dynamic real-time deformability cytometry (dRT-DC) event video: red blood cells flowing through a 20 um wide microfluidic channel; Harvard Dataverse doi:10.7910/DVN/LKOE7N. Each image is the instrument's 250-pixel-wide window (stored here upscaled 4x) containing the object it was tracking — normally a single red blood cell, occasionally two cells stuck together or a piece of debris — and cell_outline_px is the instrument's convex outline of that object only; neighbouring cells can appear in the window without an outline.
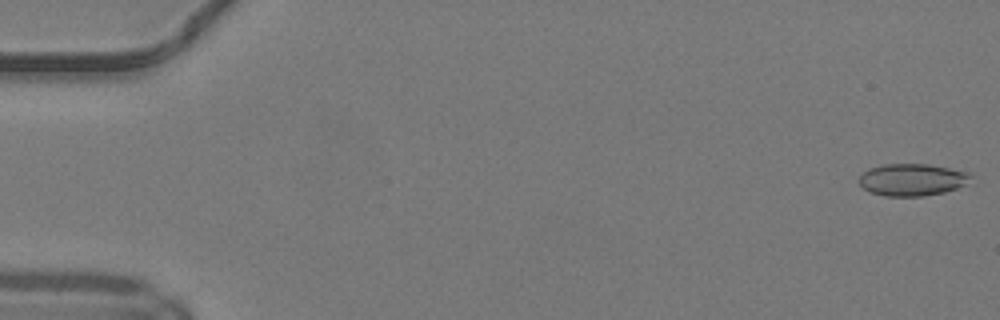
{"species": "common noctule bat (a hibernating species)", "species_latin": "Nyctalus noctula", "temperature_condition": "warm", "stored_images_in_passage": 50, "camera_frame_rate_fps": 3000, "um_per_image_px": 0.085, "animal": {"sex": "male", "body_mass_g": 19.2, "forearm_length_mm": 51.8}, "frame": {"image": 1, "passage_image": 1, "time_ms": 0.0, "image_size_px": [1000, 320], "cell_outline_px": [[972, 176], [964, 184], [956, 188], [944, 192], [924, 196], [884, 196], [872, 192], [864, 188], [860, 184], [860, 176], [868, 168], [884, 164], [928, 164], [968, 172]], "centroid_in_image_um": [77.51, 15.27], "position_along_channel_um": 7.5, "area_um2": 20.63}}
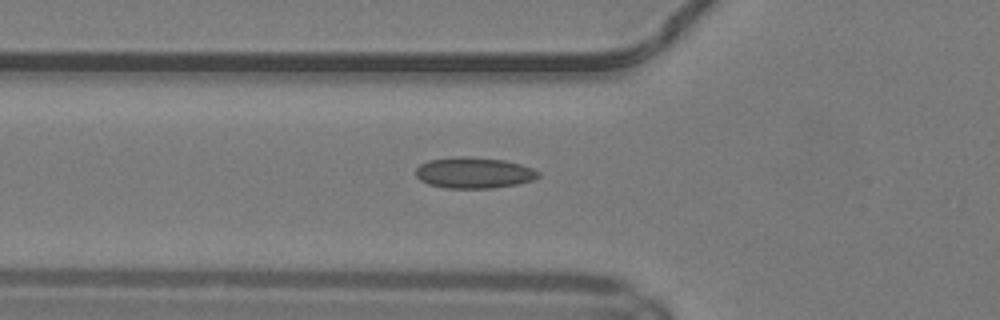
{"frame": {"image": 2, "passage_image": 18, "time_ms": 5.667, "image_size_px": [1000, 320], "cell_outline_px": [[540, 176], [532, 180], [516, 184], [492, 188], [444, 188], [428, 184], [420, 180], [416, 176], [416, 168], [420, 164], [428, 160], [456, 156], [472, 156], [504, 160], [520, 164], [532, 168], [540, 172]], "centroid_in_image_um": [40.26, 14.68], "position_along_channel_um": 85.5, "area_um2": 22.31}}
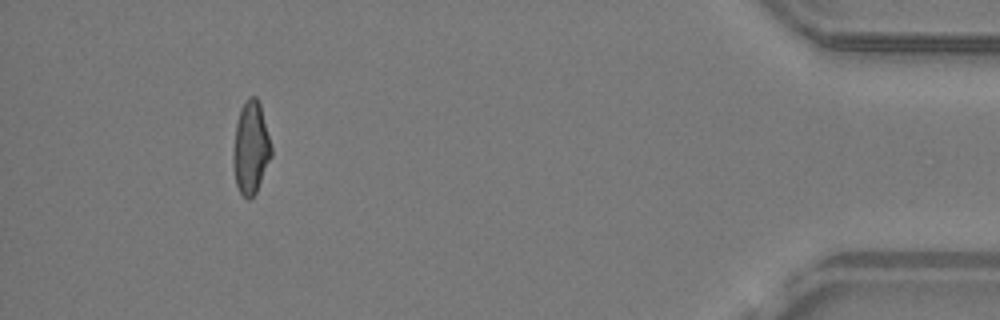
{"frame": {"image": 3, "passage_image": 46, "time_ms": 15.0, "image_size_px": [1000, 320], "cell_outline_px": [[272, 156], [256, 192], [248, 200], [240, 192], [236, 184], [232, 160], [232, 152], [236, 124], [240, 108], [244, 100], [248, 96], [256, 96], [260, 104], [272, 148]], "centroid_in_image_um": [21.31, 12.54], "position_along_channel_um": 413.9, "area_um2": 20.63}, "authors_computed_cell_mechanics": {"area_um2": 20.808, "velocity_mm_per_s": 4.1998, "shape_relaxation_time_tau1_ms": null, "shape_relaxation_time_tau2_ms": 1.6842, "deformation_change_tau1": null, "deformation_change_tau2": 0.0759}}